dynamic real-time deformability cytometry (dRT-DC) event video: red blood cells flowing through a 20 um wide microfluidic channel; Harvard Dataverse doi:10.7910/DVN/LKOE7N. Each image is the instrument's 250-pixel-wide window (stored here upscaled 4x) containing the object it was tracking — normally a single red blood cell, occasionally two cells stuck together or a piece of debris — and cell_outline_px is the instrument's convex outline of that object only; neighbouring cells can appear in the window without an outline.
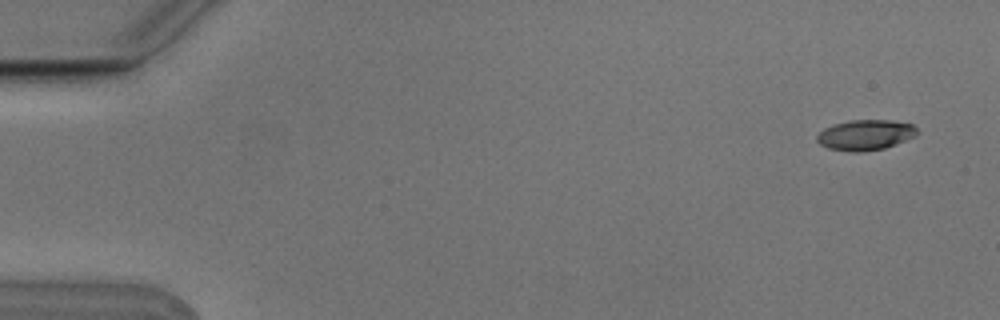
{"species": "Egyptian fruit bat (a non-hibernating species)", "species_latin": "Rousettus aegyptiacus", "temperature_condition": "cold", "stored_images_in_passage": 4, "camera_frame_rate_fps": 3000, "um_per_image_px": 0.085, "animal": {"sex": "male"}, "frame": {"image": 1, "passage_image": 1, "time_ms": 0.0, "image_size_px": [1000, 320], "cell_outline_px": [[920, 132], [916, 136], [896, 144], [884, 148], [860, 152], [852, 152], [828, 148], [820, 144], [816, 140], [816, 136], [824, 128], [832, 124], [848, 120], [888, 120], [912, 124]], "centroid_in_image_um": [73.55, 11.47], "position_along_channel_um": 11.4, "area_um2": 17.86}}